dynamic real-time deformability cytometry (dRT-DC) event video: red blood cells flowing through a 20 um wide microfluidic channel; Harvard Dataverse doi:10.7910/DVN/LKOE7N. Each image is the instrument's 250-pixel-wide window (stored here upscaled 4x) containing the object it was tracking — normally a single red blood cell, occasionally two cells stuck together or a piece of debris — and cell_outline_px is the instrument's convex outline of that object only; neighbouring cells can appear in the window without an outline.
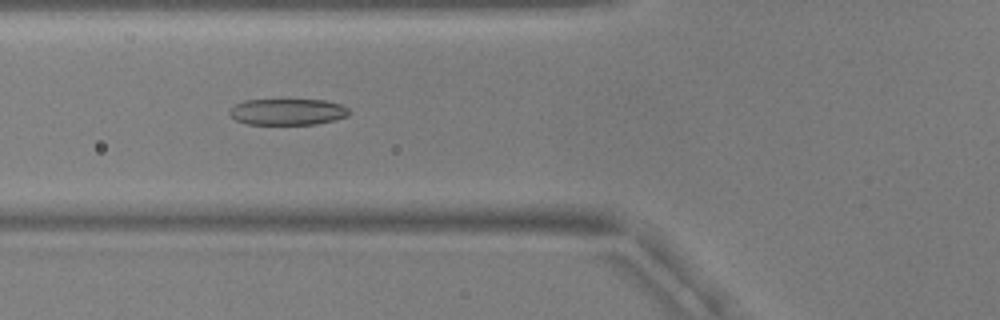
{"species": "common noctule bat (a hibernating species)", "species_latin": "Nyctalus noctula", "temperature_condition": "warm", "stored_images_in_passage": 54, "camera_frame_rate_fps": 3000, "um_per_image_px": 0.085, "animal": {"sex": "male", "body_mass_g": 17.9, "forearm_length_mm": 54.2}, "frame": {"image": 1, "passage_image": 21, "time_ms": 6.667, "image_size_px": [1000, 320], "cell_outline_px": [[352, 112], [348, 116], [336, 120], [316, 124], [248, 124], [236, 120], [228, 112], [236, 104], [244, 100], [324, 100], [340, 104], [348, 108]], "centroid_in_image_um": [24.49, 9.51], "position_along_channel_um": 101.3, "area_um2": 18.32}}
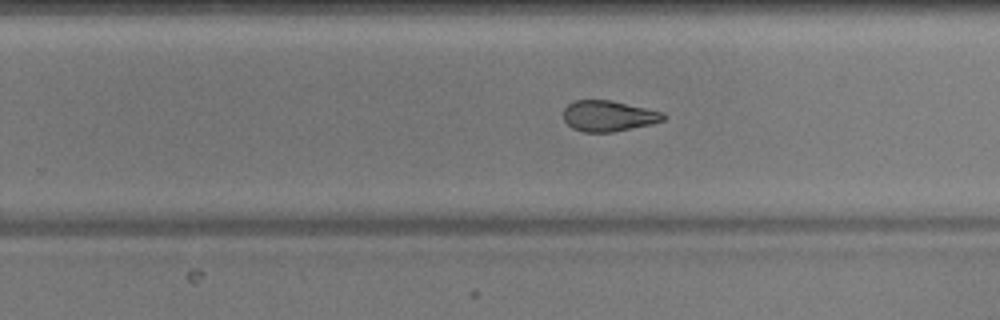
{"frame": {"image": 2, "passage_image": 35, "time_ms": 11.333, "image_size_px": [1000, 320], "cell_outline_px": [[668, 116], [664, 120], [652, 124], [612, 132], [584, 132], [572, 128], [564, 120], [564, 108], [568, 104], [576, 100], [612, 100], [664, 112]], "centroid_in_image_um": [51.75, 9.85], "position_along_channel_um": 278.0, "area_um2": 18.03}}
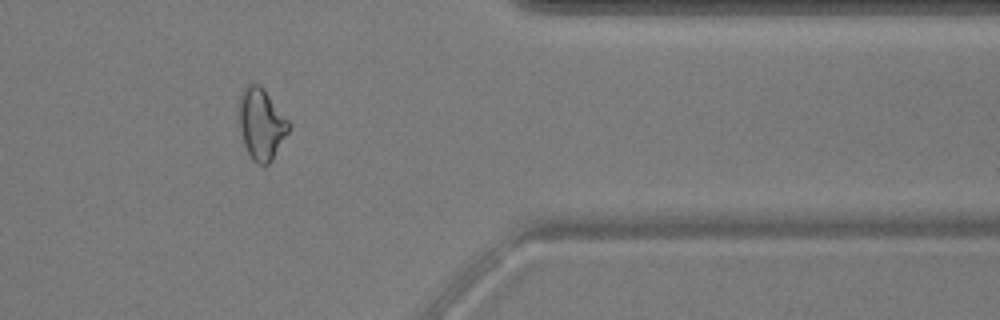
{"frame": {"image": 3, "passage_image": 45, "time_ms": 14.667, "image_size_px": [1000, 320], "cell_outline_px": [[292, 124], [288, 132], [272, 160], [268, 164], [256, 164], [252, 160], [244, 144], [236, 116], [240, 92], [248, 84], [260, 84], [264, 88]], "centroid_in_image_um": [22.18, 10.51], "position_along_channel_um": 389.2, "area_um2": 21.15}, "authors_computed_cell_mechanics": {"area_um2": 19.5942, "velocity_mm_per_s": 3.7788, "shape_relaxation_time_tau1_ms": null, "shape_relaxation_time_tau2_ms": 1.8528, "deformation_change_tau1": null, "deformation_change_tau2": 0.089}}